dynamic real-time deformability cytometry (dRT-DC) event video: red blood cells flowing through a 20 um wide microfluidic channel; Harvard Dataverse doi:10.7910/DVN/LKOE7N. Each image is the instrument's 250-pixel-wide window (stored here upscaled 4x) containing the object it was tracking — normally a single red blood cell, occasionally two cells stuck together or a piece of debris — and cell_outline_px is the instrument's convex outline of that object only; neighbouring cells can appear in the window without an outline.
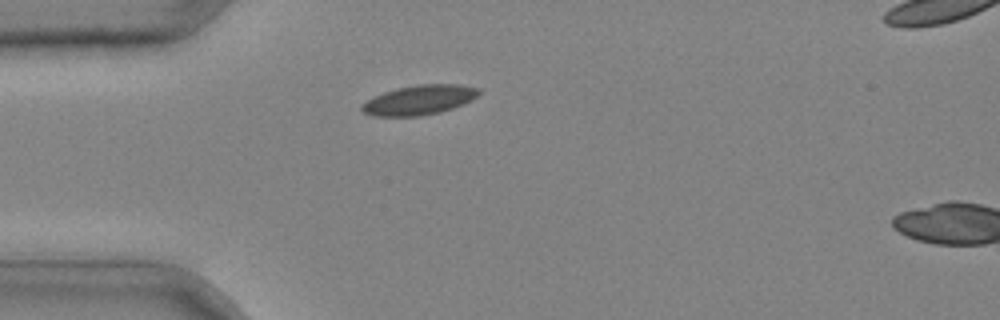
{"species": "common noctule bat (a hibernating species)", "species_latin": "Nyctalus noctula", "temperature_condition": "cold", "stored_images_in_passage": 31, "camera_frame_rate_fps": 3000, "um_per_image_px": 0.085, "animal": {"sex": "male", "body_mass_g": 20.4}, "frame": {"image": 1, "passage_image": 5, "time_ms": 1.333, "image_size_px": [1000, 320], "cell_outline_px": [[480, 92], [476, 96], [452, 108], [440, 112], [420, 116], [372, 116], [364, 112], [360, 108], [368, 100], [384, 92], [396, 88], [420, 84], [460, 84], [476, 88]], "centroid_in_image_um": [35.6, 8.5], "position_along_channel_um": 49.4, "area_um2": 19.77}}
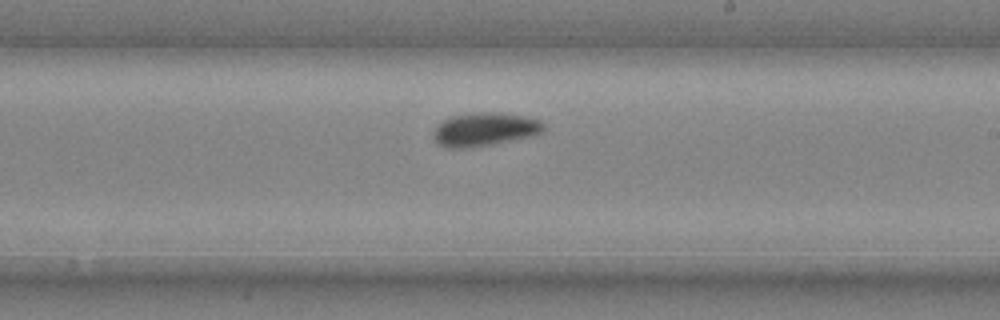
{"frame": {"image": 2, "passage_image": 19, "time_ms": 6.0, "image_size_px": [1000, 320], "cell_outline_px": [[544, 128], [540, 132], [532, 136], [472, 148], [448, 148], [440, 144], [432, 136], [432, 132], [444, 120], [452, 116], [472, 112], [500, 112], [524, 116], [540, 120], [544, 124]], "centroid_in_image_um": [41.19, 10.99], "position_along_channel_um": 247.8, "area_um2": 21.44}}
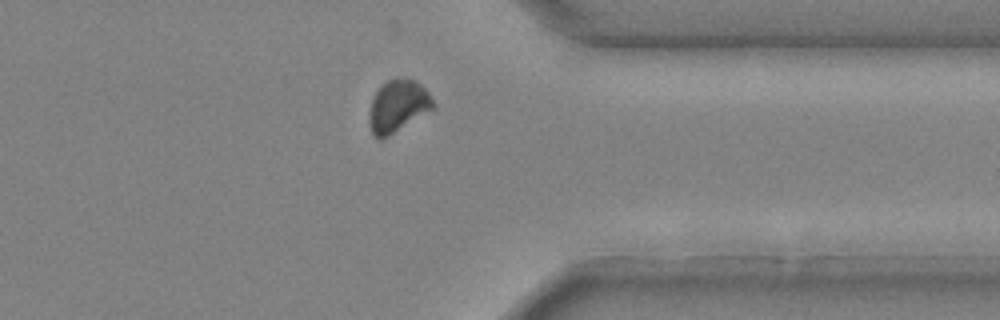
{"frame": {"image": 3, "passage_image": 28, "time_ms": 9.0, "image_size_px": [1000, 320], "cell_outline_px": [[436, 108], [388, 136], [380, 140], [372, 136], [368, 124], [368, 116], [372, 100], [376, 92], [388, 80], [396, 76], [400, 76], [412, 80], [420, 84], [428, 92], [436, 104]], "centroid_in_image_um": [33.82, 9.03], "position_along_channel_um": 377.6, "area_um2": 19.71}}